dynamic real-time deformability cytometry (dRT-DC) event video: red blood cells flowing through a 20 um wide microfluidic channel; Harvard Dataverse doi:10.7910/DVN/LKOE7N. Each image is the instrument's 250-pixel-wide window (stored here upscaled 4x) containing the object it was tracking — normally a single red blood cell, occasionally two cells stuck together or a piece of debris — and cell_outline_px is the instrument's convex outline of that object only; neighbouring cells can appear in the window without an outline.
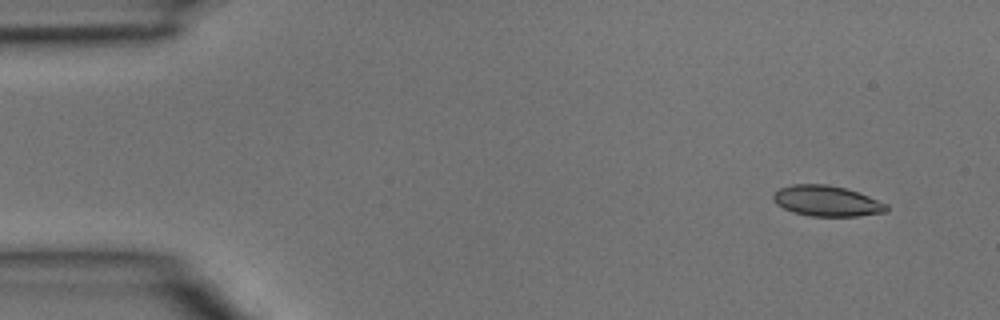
{"species": "common noctule bat (a hibernating species)", "species_latin": "Nyctalus noctula", "temperature_condition": "room temperature", "stored_images_in_passage": 4, "camera_frame_rate_fps": 3000, "um_per_image_px": 0.085, "animal": {"sex": "male", "body_mass_g": 15.6}, "frame": {"image": 1, "passage_image": 1, "time_ms": 0.0, "image_size_px": [1000, 320], "cell_outline_px": [[888, 212], [856, 216], [812, 216], [792, 212], [776, 204], [772, 200], [772, 196], [780, 188], [792, 184], [828, 184], [844, 188], [868, 196], [888, 204]], "centroid_in_image_um": [70.27, 17.09], "position_along_channel_um": 14.7, "area_um2": 20.17}}